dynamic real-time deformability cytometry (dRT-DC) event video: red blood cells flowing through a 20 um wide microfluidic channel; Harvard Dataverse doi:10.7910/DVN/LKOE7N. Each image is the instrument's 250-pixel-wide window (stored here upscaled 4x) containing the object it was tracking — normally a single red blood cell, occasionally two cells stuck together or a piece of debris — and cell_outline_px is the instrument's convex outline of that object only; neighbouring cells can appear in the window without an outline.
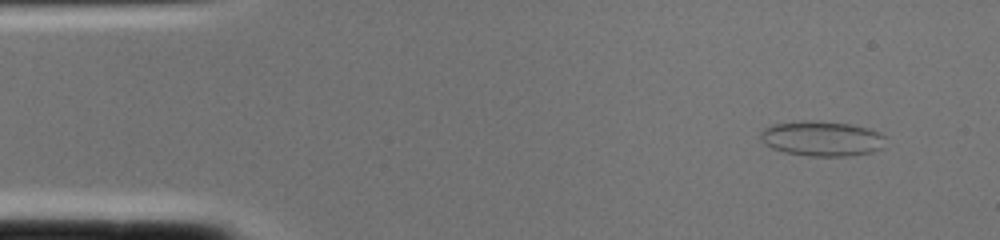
{"species": "common noctule bat (a hibernating species)", "species_latin": "Nyctalus noctula", "temperature_condition": "cold", "stored_images_in_passage": 1, "camera_frame_rate_fps": 3000, "um_per_image_px": 0.085, "animal": {"sex": "female", "body_mass_g": 22.0, "forearm_length_mm": 56.7}, "frame": {"image": 1, "passage_image": 1, "time_ms": 0.0, "image_size_px": [1000, 240], "cell_outline_px": [[884, 136], [880, 148], [872, 152], [848, 156], [808, 156], [784, 152], [772, 148], [760, 140], [760, 132], [764, 128], [772, 124], [808, 120], [848, 124], [868, 128], [880, 132]], "centroid_in_image_um": [69.81, 11.78], "position_along_channel_um": 15.2, "area_um2": 25.37}}